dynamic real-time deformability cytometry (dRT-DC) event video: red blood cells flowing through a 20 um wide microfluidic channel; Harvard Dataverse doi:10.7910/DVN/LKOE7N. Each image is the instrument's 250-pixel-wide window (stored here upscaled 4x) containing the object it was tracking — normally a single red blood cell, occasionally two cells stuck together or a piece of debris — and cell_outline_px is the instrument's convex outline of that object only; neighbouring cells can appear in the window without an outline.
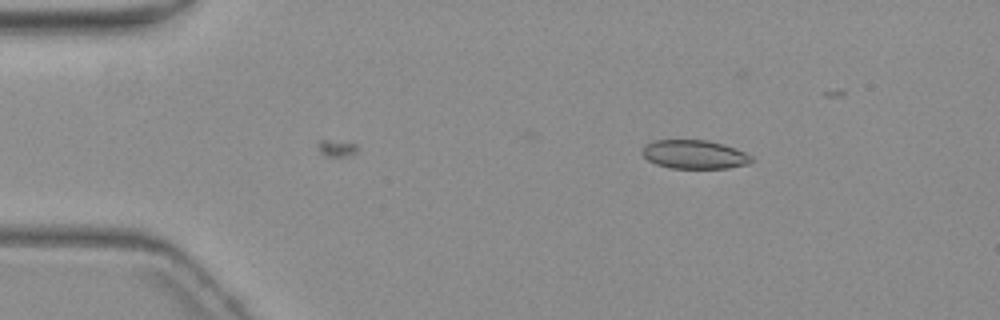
{"species": "common noctule bat (a hibernating species)", "species_latin": "Nyctalus noctula", "temperature_condition": "warm", "stored_images_in_passage": 4, "camera_frame_rate_fps": 3000, "um_per_image_px": 0.085, "animal": {"sex": "female", "body_mass_g": 19.3, "forearm_length_mm": 54.1}, "frame": {"image": 1, "passage_image": 4, "time_ms": 3.667, "image_size_px": [1000, 320], "cell_outline_px": [[756, 160], [748, 164], [728, 168], [668, 168], [656, 164], [648, 160], [640, 152], [644, 144], [652, 140], [708, 140], [744, 152], [752, 156]], "centroid_in_image_um": [58.98, 13.13], "position_along_channel_um": 26.0, "area_um2": 18.38}}